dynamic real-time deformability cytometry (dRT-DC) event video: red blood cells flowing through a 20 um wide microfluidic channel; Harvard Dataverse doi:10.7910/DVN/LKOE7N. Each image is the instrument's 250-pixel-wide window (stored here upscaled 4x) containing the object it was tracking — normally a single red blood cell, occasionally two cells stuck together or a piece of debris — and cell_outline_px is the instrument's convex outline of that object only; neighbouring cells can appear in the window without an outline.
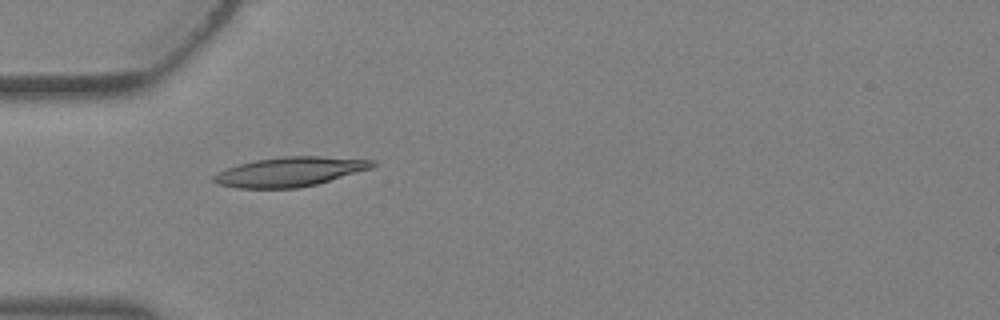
{"species": "Egyptian fruit bat (a non-hibernating species)", "species_latin": "Rousettus aegyptiacus", "temperature_condition": "warm", "stored_images_in_passage": 4, "camera_frame_rate_fps": 3000, "um_per_image_px": 0.085, "animal": {"sex": "female"}, "frame": {"image": 1, "passage_image": 3, "time_ms": 0.667, "image_size_px": [1000, 320], "cell_outline_px": [[376, 164], [372, 168], [316, 184], [300, 188], [236, 188], [216, 184], [212, 180], [212, 176], [216, 172], [240, 164], [256, 160], [284, 156], [320, 156], [376, 160]], "centroid_in_image_um": [24.62, 14.6], "position_along_channel_um": 60.4, "area_um2": 27.22}}
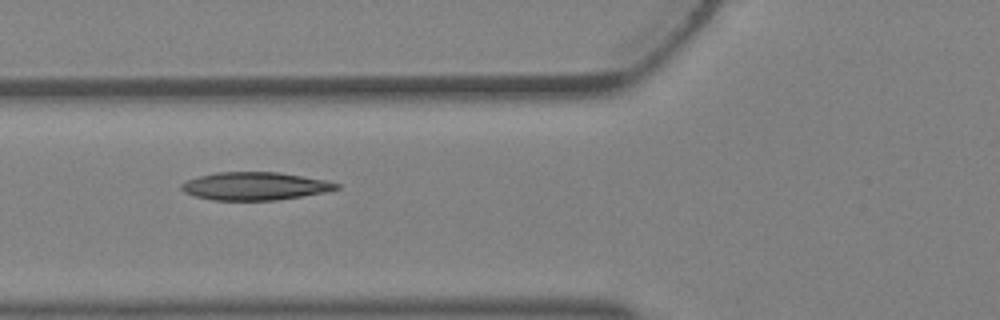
{"frame": {"image": 2, "passage_image": 4, "time_ms": 1.0, "image_size_px": [1000, 320], "cell_outline_px": [[340, 188], [328, 192], [276, 200], [212, 200], [196, 196], [184, 192], [180, 188], [180, 184], [188, 180], [200, 176], [216, 172], [280, 172], [324, 180], [340, 184]], "centroid_in_image_um": [21.69, 15.82], "position_along_channel_um": 104.1, "area_um2": 25.2}}